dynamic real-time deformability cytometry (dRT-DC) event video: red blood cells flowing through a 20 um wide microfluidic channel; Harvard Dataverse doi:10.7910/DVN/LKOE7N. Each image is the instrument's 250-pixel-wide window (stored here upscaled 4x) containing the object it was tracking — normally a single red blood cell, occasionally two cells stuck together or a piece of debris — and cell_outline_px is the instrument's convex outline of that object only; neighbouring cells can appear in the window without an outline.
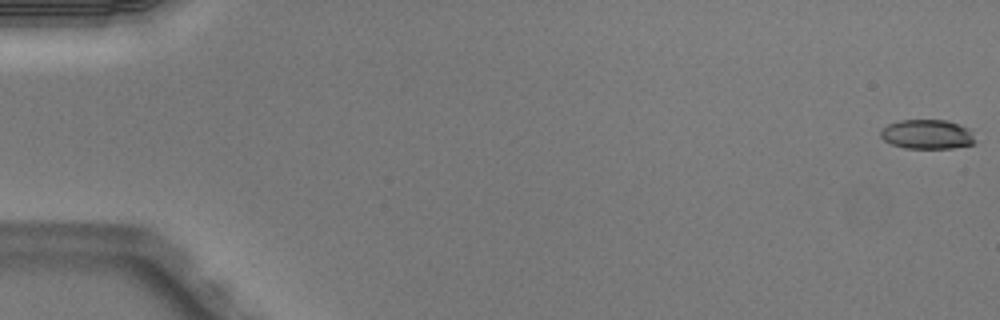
{"species": "Egyptian fruit bat (a non-hibernating species)", "species_latin": "Rousettus aegyptiacus", "temperature_condition": "warm", "stored_images_in_passage": 51, "camera_frame_rate_fps": 3000, "um_per_image_px": 0.085, "animal": {"sex": "male"}, "frame": {"image": 1, "passage_image": 1, "time_ms": 0.0, "image_size_px": [1000, 320], "cell_outline_px": [[976, 144], [952, 148], [904, 148], [892, 144], [884, 140], [880, 136], [880, 132], [888, 124], [900, 120], [948, 120], [968, 128], [972, 132], [976, 140]], "centroid_in_image_um": [78.84, 11.42], "position_along_channel_um": 6.2, "area_um2": 16.3}}
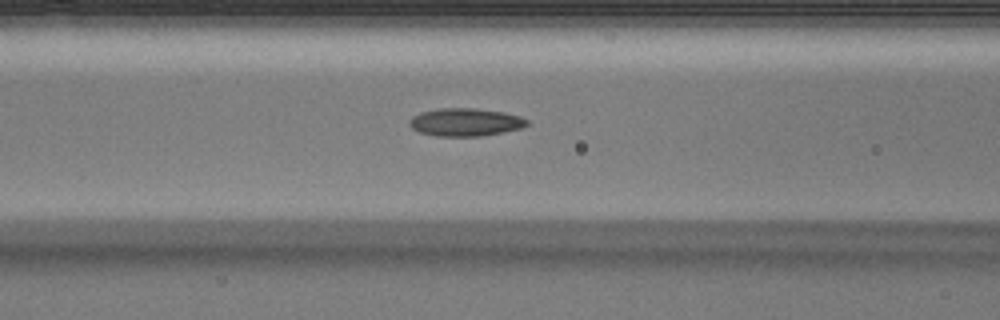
{"frame": {"image": 2, "passage_image": 22, "time_ms": 7.0, "image_size_px": [1000, 320], "cell_outline_px": [[528, 124], [520, 128], [504, 132], [480, 136], [436, 136], [420, 132], [412, 128], [408, 124], [412, 116], [420, 112], [440, 108], [476, 108], [504, 112], [520, 116], [528, 120]], "centroid_in_image_um": [39.55, 10.38], "position_along_channel_um": 127.1, "area_um2": 19.13}}
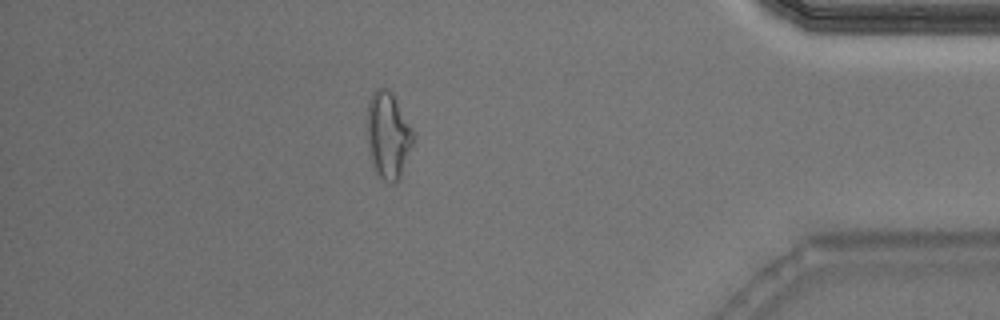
{"frame": {"image": 3, "passage_image": 45, "time_ms": 14.667, "image_size_px": [1000, 320], "cell_outline_px": [[416, 136], [400, 176], [396, 184], [384, 180], [376, 172], [368, 156], [368, 100], [376, 88], [388, 88], [392, 92], [412, 128]], "centroid_in_image_um": [32.99, 11.49], "position_along_channel_um": 402.2, "area_um2": 23.29}, "authors_computed_cell_mechanics": {"area_um2": 18.5538, "velocity_mm_per_s": 4.0672, "shape_relaxation_time_tau1_ms": null, "shape_relaxation_time_tau2_ms": 2.2396, "deformation_change_tau1": null, "deformation_change_tau2": 0.0957}}